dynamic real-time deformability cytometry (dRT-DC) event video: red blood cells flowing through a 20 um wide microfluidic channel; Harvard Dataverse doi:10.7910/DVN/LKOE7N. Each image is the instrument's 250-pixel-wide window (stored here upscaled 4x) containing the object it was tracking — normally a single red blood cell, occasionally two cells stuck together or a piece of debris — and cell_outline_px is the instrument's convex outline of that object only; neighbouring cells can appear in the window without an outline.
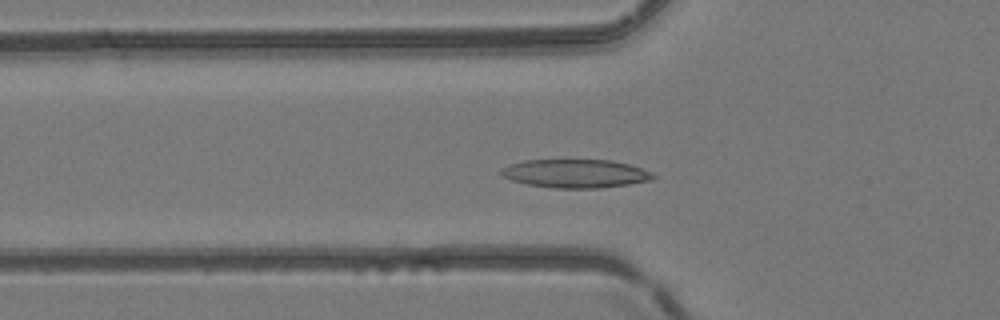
{"species": "common noctule bat (a hibernating species)", "species_latin": "Nyctalus noctula", "temperature_condition": "room temperature", "stored_images_in_passage": 48, "camera_frame_rate_fps": 3000, "um_per_image_px": 0.085, "animal": {"sex": "female", "body_mass_g": 24.6, "forearm_length_mm": 56.2}, "frame": {"image": 1, "passage_image": 15, "time_ms": 4.667, "image_size_px": [1000, 320], "cell_outline_px": [[656, 176], [652, 180], [628, 184], [600, 188], [552, 188], [528, 184], [512, 180], [504, 176], [500, 172], [504, 168], [512, 164], [524, 160], [612, 160], [628, 164], [652, 172]], "centroid_in_image_um": [48.96, 14.75], "position_along_channel_um": 76.8, "area_um2": 24.97}}
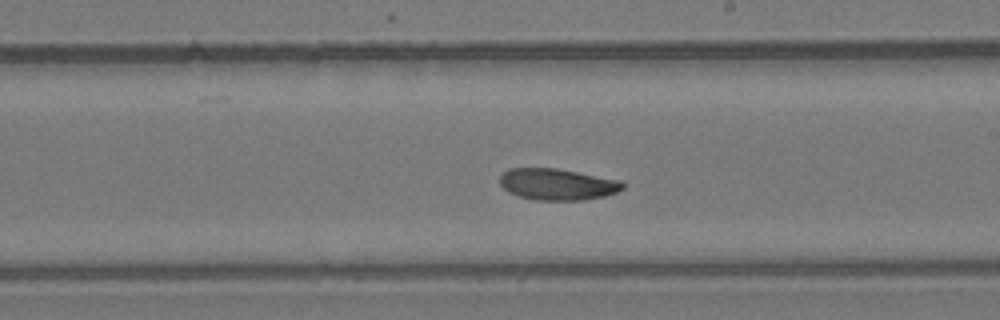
{"frame": {"image": 2, "passage_image": 27, "time_ms": 8.667, "image_size_px": [1000, 320], "cell_outline_px": [[624, 188], [616, 192], [604, 196], [580, 200], [536, 200], [516, 196], [508, 192], [500, 184], [500, 176], [508, 168], [556, 168], [620, 180], [624, 184]], "centroid_in_image_um": [47.34, 15.66], "position_along_channel_um": 241.7, "area_um2": 22.48}}
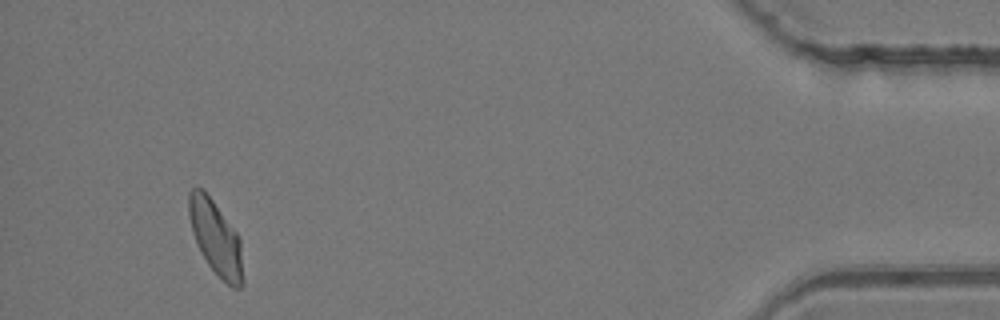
{"frame": {"image": 3, "passage_image": 45, "time_ms": 14.667, "image_size_px": [1000, 320], "cell_outline_px": [[244, 284], [240, 288], [232, 288], [208, 264], [192, 232], [188, 216], [188, 192], [192, 188], [204, 188], [236, 232], [240, 240], [244, 280]], "centroid_in_image_um": [18.34, 20.19], "position_along_channel_um": 416.9, "area_um2": 23.24}, "authors_computed_cell_mechanics": {"area_um2": 23.3512, "velocity_mm_per_s": 4.1048, "shape_relaxation_time_tau1_ms": 6.8069, "shape_relaxation_time_tau2_ms": 8.7967, "deformation_change_tau1": 0.1591, "deformation_change_tau2": 0.1252}}